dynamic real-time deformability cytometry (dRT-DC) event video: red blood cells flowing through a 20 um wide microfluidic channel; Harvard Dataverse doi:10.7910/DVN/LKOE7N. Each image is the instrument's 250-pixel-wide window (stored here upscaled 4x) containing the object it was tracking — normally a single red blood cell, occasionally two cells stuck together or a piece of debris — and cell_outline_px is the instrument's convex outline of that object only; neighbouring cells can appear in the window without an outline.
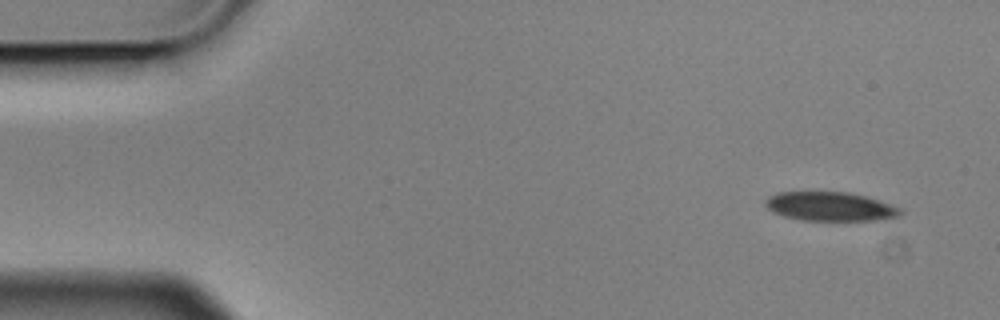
{"species": "Egyptian fruit bat (a non-hibernating species)", "species_latin": "Rousettus aegyptiacus", "temperature_condition": "cold", "stored_images_in_passage": 4, "segment_of_instrument_passage": [1, 2], "camera_frame_rate_fps": 3000, "um_per_image_px": 0.085, "animal": {"sex": "male"}, "frame": {"image": 1, "passage_image": 1, "time_ms": 0.0, "image_size_px": [1000, 320], "cell_outline_px": [[904, 212], [900, 216], [876, 220], [800, 220], [784, 216], [772, 212], [764, 204], [764, 200], [768, 196], [776, 192], [848, 192], [868, 196], [904, 208]], "centroid_in_image_um": [70.6, 17.54], "position_along_channel_um": 14.4, "area_um2": 23.18}}
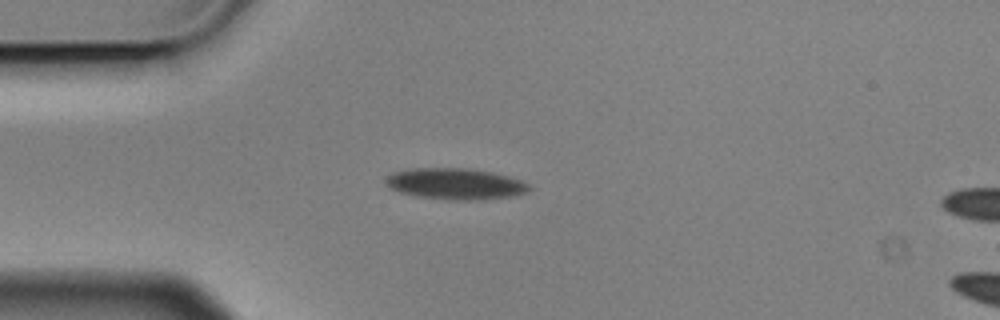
{"frame": {"image": 2, "passage_image": 3, "time_ms": 0.667, "image_size_px": [1000, 320], "cell_outline_px": [[532, 188], [528, 192], [512, 196], [476, 200], [448, 200], [416, 196], [400, 192], [392, 188], [388, 184], [388, 176], [396, 172], [416, 168], [468, 168], [492, 172], [508, 176], [520, 180], [528, 184]], "centroid_in_image_um": [38.78, 15.63], "position_along_channel_um": 46.2, "area_um2": 25.78}}